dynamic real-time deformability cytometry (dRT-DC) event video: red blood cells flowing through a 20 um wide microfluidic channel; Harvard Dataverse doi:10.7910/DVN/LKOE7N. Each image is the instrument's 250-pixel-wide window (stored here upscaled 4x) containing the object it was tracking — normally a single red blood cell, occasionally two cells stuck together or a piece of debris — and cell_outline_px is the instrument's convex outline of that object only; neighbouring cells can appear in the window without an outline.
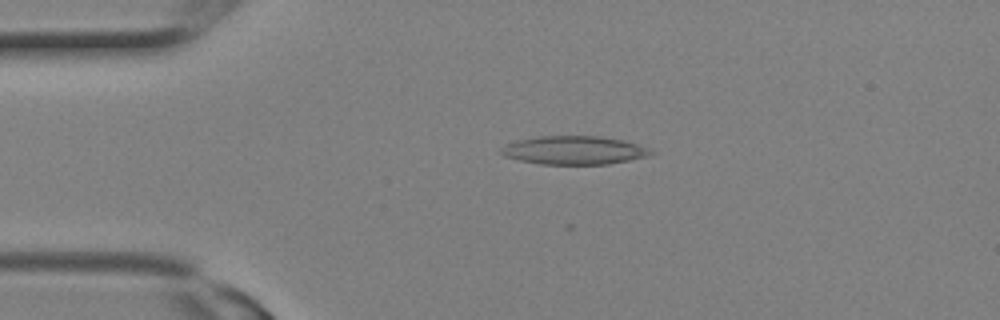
{"species": "Egyptian fruit bat (a non-hibernating species)", "species_latin": "Rousettus aegyptiacus", "temperature_condition": "room temperature", "stored_images_in_passage": 2, "camera_frame_rate_fps": 3000, "um_per_image_px": 0.085, "animal": {"sex": "female"}, "frame": {"image": 1, "passage_image": 2, "time_ms": 0.333, "image_size_px": [1000, 320], "cell_outline_px": [[656, 152], [652, 156], [608, 164], [540, 164], [520, 160], [504, 156], [500, 152], [500, 148], [504, 144], [516, 140], [540, 136], [600, 136], [624, 140], [648, 148]], "centroid_in_image_um": [48.81, 12.77], "position_along_channel_um": 36.2, "area_um2": 25.03}}